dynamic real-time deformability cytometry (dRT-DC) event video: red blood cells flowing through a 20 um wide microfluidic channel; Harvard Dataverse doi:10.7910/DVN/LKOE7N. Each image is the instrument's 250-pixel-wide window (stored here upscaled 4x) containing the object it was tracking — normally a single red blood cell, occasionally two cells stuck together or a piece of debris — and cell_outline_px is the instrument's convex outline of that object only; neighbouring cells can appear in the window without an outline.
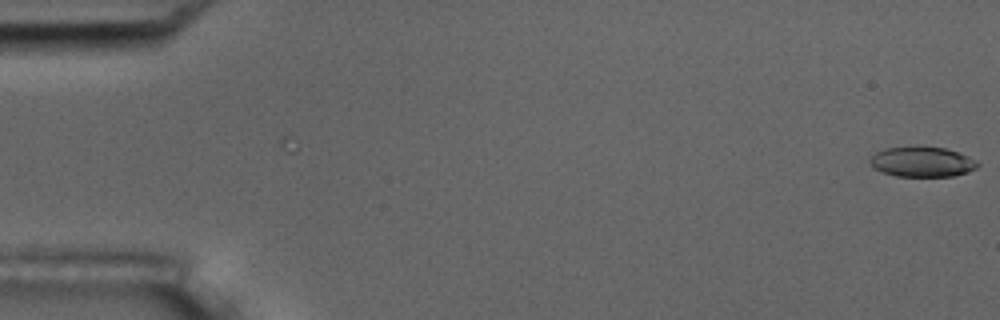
{"species": "common noctule bat (a hibernating species)", "species_latin": "Nyctalus noctula", "temperature_condition": "room temperature", "stored_images_in_passage": 6, "camera_frame_rate_fps": 3000, "um_per_image_px": 0.085, "animal": {"sex": "male", "body_mass_g": 17.5, "forearm_length_mm": 52.3}, "frame": {"image": 1, "passage_image": 6, "time_ms": 5.667, "image_size_px": [1000, 320], "cell_outline_px": [[980, 164], [976, 168], [952, 176], [896, 176], [884, 172], [876, 168], [868, 160], [876, 152], [888, 148], [916, 144], [944, 148], [956, 152], [976, 160]], "centroid_in_image_um": [78.36, 13.72], "position_along_channel_um": 6.6, "area_um2": 18.9}}